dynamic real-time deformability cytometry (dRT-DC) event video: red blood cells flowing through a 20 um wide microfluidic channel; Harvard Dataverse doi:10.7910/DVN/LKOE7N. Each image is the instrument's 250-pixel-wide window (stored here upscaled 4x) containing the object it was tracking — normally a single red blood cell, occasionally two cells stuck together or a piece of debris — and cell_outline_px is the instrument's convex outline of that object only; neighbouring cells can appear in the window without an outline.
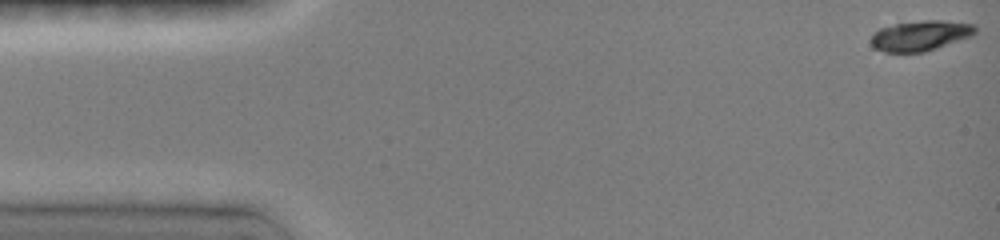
{"species": "common noctule bat (a hibernating species)", "species_latin": "Nyctalus noctula", "temperature_condition": "room temperature", "stored_images_in_passage": 27, "camera_frame_rate_fps": 3000, "um_per_image_px": 0.085, "animal": {"sex": "female", "body_mass_g": 19.0, "forearm_length_mm": 51.5}, "frame": {"image": 1, "passage_image": 1, "time_ms": 0.0, "image_size_px": [1000, 240], "cell_outline_px": [[976, 32], [972, 36], [924, 52], [884, 52], [872, 48], [872, 36], [880, 28], [896, 24], [924, 20], [940, 20], [976, 24]], "centroid_in_image_um": [78.26, 3.03], "position_along_channel_um": 6.7, "area_um2": 18.26}}
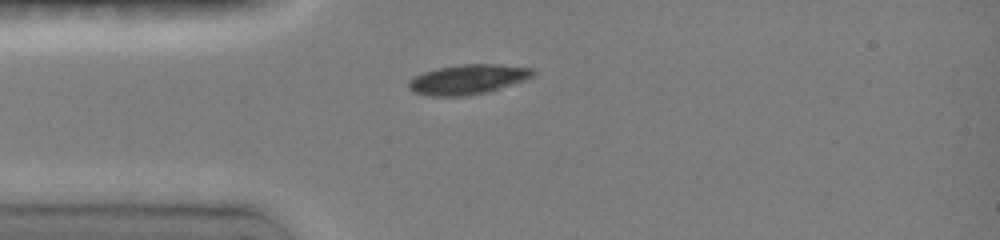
{"frame": {"image": 2, "passage_image": 12, "time_ms": 3.667, "image_size_px": [1000, 240], "cell_outline_px": [[536, 72], [532, 76], [524, 80], [488, 92], [464, 96], [432, 96], [416, 92], [408, 88], [408, 80], [424, 72], [440, 68], [464, 64], [492, 64], [532, 68]], "centroid_in_image_um": [39.77, 6.75], "position_along_channel_um": 45.2, "area_um2": 21.21}}
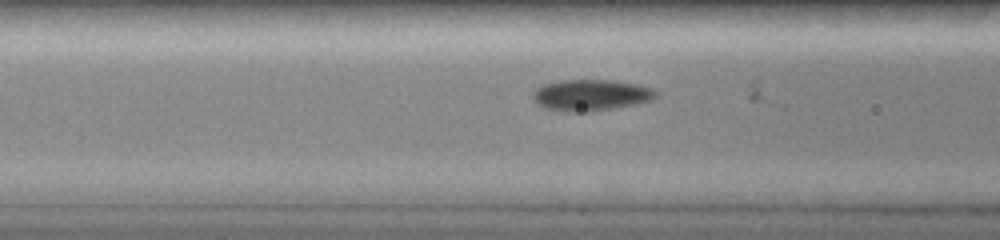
{"frame": {"image": 3, "passage_image": 18, "time_ms": 5.667, "image_size_px": [1000, 240], "cell_outline_px": [[656, 96], [652, 100], [612, 108], [588, 112], [568, 112], [544, 108], [536, 100], [536, 92], [544, 84], [560, 80], [612, 80], [632, 84], [648, 88], [656, 92]], "centroid_in_image_um": [50.22, 8.09], "position_along_channel_um": 116.4, "area_um2": 21.62}}